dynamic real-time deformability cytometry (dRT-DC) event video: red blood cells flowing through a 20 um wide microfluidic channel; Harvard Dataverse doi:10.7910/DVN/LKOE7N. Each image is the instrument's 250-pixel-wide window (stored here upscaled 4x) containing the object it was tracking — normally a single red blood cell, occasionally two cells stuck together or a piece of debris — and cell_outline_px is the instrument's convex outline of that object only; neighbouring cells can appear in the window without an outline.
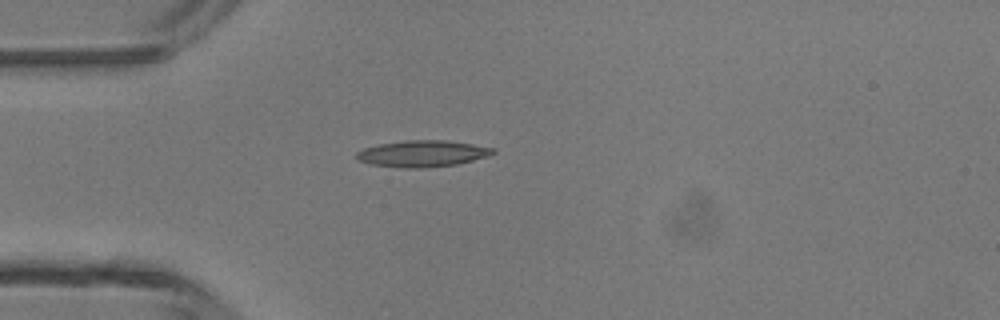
{"species": "common noctule bat (a hibernating species)", "species_latin": "Nyctalus noctula", "temperature_condition": "room temperature", "stored_images_in_passage": 3, "camera_frame_rate_fps": 3000, "um_per_image_px": 0.085, "animal": {"sex": "male", "body_mass_g": 13.3}, "frame": {"image": 1, "passage_image": 3, "time_ms": 2.333, "image_size_px": [1000, 320], "cell_outline_px": [[496, 152], [472, 160], [456, 164], [420, 168], [404, 168], [368, 164], [360, 160], [356, 156], [356, 152], [364, 148], [380, 144], [404, 140], [444, 140], [472, 144], [496, 148]], "centroid_in_image_um": [35.88, 13.05], "position_along_channel_um": 49.1, "area_um2": 20.81}}